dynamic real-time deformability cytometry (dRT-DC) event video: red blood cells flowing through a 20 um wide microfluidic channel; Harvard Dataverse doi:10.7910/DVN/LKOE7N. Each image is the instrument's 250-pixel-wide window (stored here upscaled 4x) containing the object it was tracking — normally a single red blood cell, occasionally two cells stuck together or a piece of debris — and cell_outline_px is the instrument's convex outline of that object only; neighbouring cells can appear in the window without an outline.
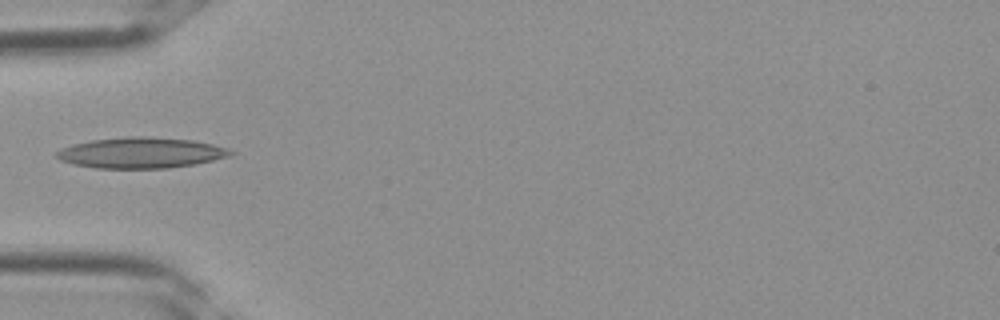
{"species": "Egyptian fruit bat (a non-hibernating species)", "species_latin": "Rousettus aegyptiacus", "temperature_condition": "room temperature", "stored_images_in_passage": 32, "camera_frame_rate_fps": 3000, "um_per_image_px": 0.085, "frame": {"image": 1, "passage_image": 8, "time_ms": 2.333, "image_size_px": [1000, 320], "cell_outline_px": [[236, 152], [232, 156], [196, 164], [168, 168], [96, 168], [72, 164], [60, 160], [56, 156], [56, 152], [60, 148], [72, 144], [92, 140], [128, 136], [144, 136], [192, 140], [212, 144], [228, 148]], "centroid_in_image_um": [12.0, 12.99], "position_along_channel_um": 73.0, "area_um2": 31.39}}
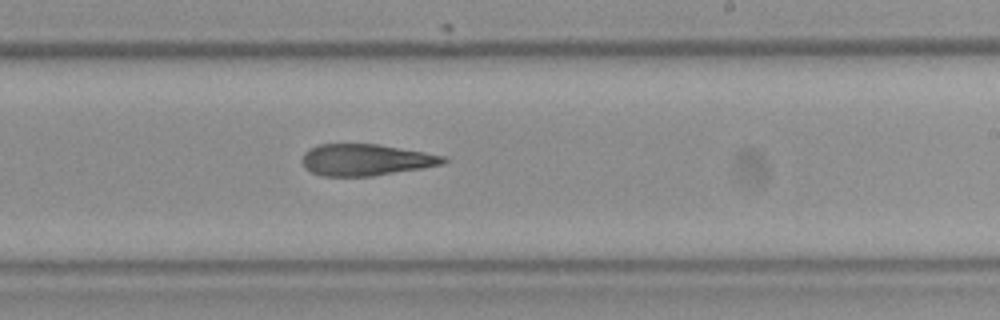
{"frame": {"image": 2, "passage_image": 18, "time_ms": 5.667, "image_size_px": [1000, 320], "cell_outline_px": [[448, 160], [444, 164], [424, 168], [372, 176], [320, 176], [304, 168], [300, 160], [304, 152], [308, 148], [316, 144], [376, 144], [448, 156]], "centroid_in_image_um": [31.07, 13.59], "position_along_channel_um": 257.9, "area_um2": 26.3}}
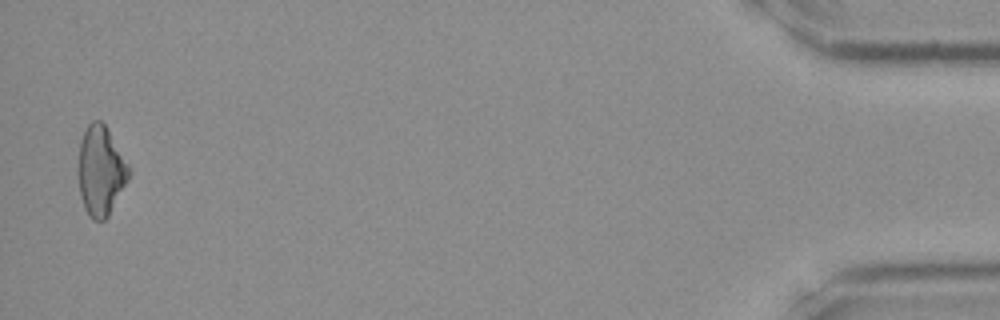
{"frame": {"image": 3, "passage_image": 32, "time_ms": 10.333, "image_size_px": [1000, 320], "cell_outline_px": [[132, 172], [128, 180], [108, 216], [104, 220], [92, 220], [88, 216], [84, 208], [80, 196], [76, 172], [80, 140], [88, 124], [92, 120], [100, 120], [104, 124], [132, 168]], "centroid_in_image_um": [8.54, 14.53], "position_along_channel_um": 426.7, "area_um2": 26.99}}